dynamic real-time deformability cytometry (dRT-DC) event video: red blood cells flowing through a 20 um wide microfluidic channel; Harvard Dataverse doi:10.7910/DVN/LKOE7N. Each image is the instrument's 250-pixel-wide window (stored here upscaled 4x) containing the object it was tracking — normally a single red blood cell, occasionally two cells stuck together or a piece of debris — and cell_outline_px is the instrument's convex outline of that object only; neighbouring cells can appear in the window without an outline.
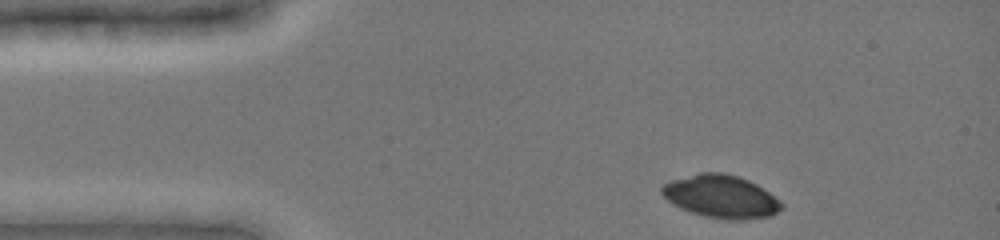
{"species": "common noctule bat (a hibernating species)", "species_latin": "Nyctalus noctula", "temperature_condition": "cold", "stored_images_in_passage": 5, "camera_frame_rate_fps": 3000, "um_per_image_px": 0.085, "animal": {"sex": "female", "body_mass_g": 19.0, "forearm_length_mm": 51.5}, "frame": {"image": 1, "passage_image": 1, "time_ms": 0.0, "image_size_px": [1000, 240], "cell_outline_px": [[784, 208], [768, 216], [744, 220], [724, 220], [704, 216], [680, 208], [672, 204], [660, 192], [660, 188], [668, 180], [700, 172], [724, 172], [748, 180], [756, 184], [780, 200], [784, 204]], "centroid_in_image_um": [61.26, 16.7], "position_along_channel_um": 23.7, "area_um2": 30.11}}